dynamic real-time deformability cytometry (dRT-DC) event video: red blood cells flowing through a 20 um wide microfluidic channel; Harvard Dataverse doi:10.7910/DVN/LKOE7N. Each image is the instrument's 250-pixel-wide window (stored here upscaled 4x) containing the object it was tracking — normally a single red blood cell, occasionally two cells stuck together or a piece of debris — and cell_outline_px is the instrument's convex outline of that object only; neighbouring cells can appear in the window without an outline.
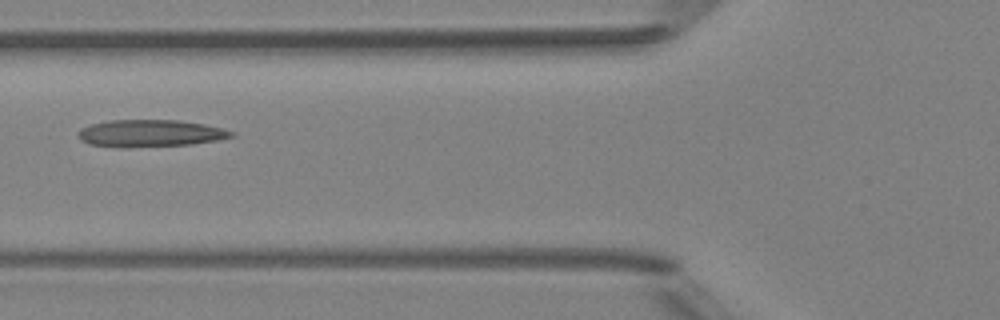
{"species": "Egyptian fruit bat (a non-hibernating species)", "species_latin": "Rousettus aegyptiacus", "temperature_condition": "room temperature", "stored_images_in_passage": 4, "camera_frame_rate_fps": 3000, "um_per_image_px": 0.085, "animal": {"sex": "female"}, "frame": {"image": 1, "passage_image": 3, "time_ms": 2.333, "image_size_px": [1000, 320], "cell_outline_px": [[236, 136], [216, 140], [192, 144], [124, 148], [116, 148], [88, 144], [80, 140], [76, 136], [76, 132], [80, 128], [92, 124], [108, 120], [176, 120], [204, 124], [224, 128], [236, 132]], "centroid_in_image_um": [12.73, 11.34], "position_along_channel_um": 113.1, "area_um2": 24.68}}
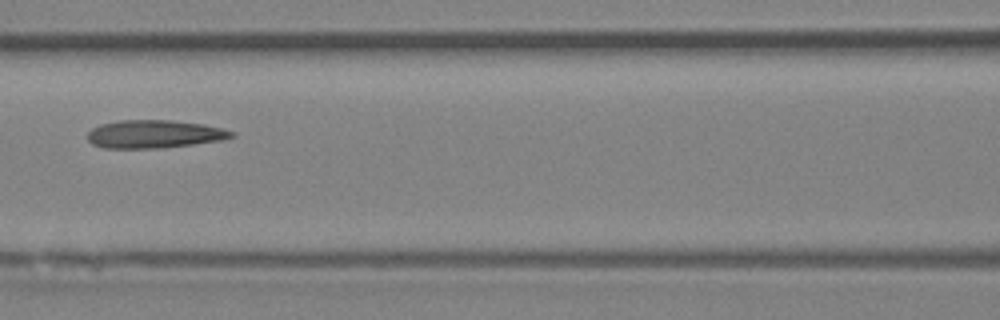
{"frame": {"image": 2, "passage_image": 4, "time_ms": 3.333, "image_size_px": [1000, 320], "cell_outline_px": [[236, 136], [220, 140], [164, 148], [104, 148], [92, 144], [88, 140], [88, 132], [92, 128], [100, 124], [120, 120], [168, 120], [204, 124], [236, 132]], "centroid_in_image_um": [13.1, 11.4], "position_along_channel_um": 153.5, "area_um2": 23.52}}